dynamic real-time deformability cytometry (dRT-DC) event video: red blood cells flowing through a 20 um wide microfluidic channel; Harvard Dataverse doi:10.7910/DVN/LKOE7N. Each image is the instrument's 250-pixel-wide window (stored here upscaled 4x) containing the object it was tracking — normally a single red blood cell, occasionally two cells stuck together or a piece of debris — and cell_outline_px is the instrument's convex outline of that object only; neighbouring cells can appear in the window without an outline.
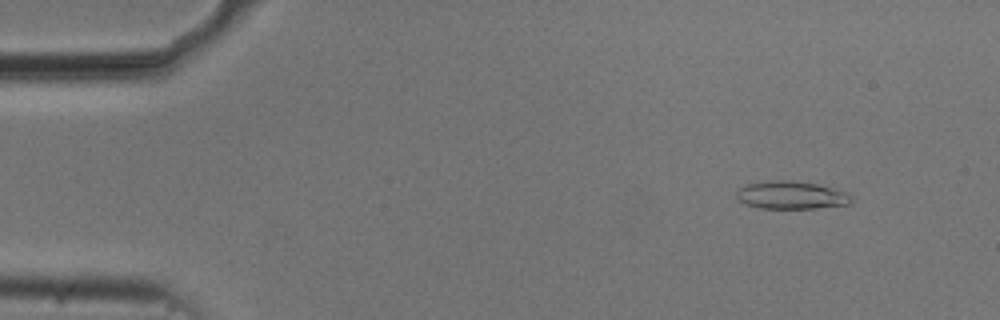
{"species": "common noctule bat (a hibernating species)", "species_latin": "Nyctalus noctula", "temperature_condition": "cold", "stored_images_in_passage": 54, "camera_frame_rate_fps": 3000, "um_per_image_px": 0.085, "animal": {"sex": "male", "body_mass_g": 20.5, "forearm_length_mm": 52.5}, "frame": {"image": 1, "passage_image": 6, "time_ms": 1.667, "image_size_px": [1000, 320], "cell_outline_px": [[852, 200], [848, 204], [816, 208], [760, 208], [744, 204], [736, 200], [736, 192], [740, 188], [748, 184], [768, 180], [788, 180], [816, 184], [848, 192], [852, 196]], "centroid_in_image_um": [67.22, 16.59], "position_along_channel_um": 17.8, "area_um2": 18.67}}
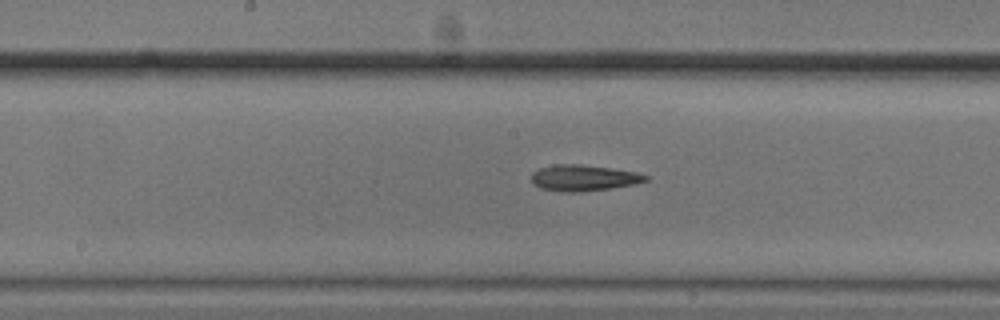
{"frame": {"image": 2, "passage_image": 28, "time_ms": 9.0, "image_size_px": [1000, 320], "cell_outline_px": [[648, 180], [636, 184], [580, 192], [560, 192], [540, 188], [532, 184], [532, 172], [540, 168], [556, 164], [580, 164], [612, 168], [636, 172], [648, 176]], "centroid_in_image_um": [49.58, 15.12], "position_along_channel_um": 198.6, "area_um2": 17.4}}
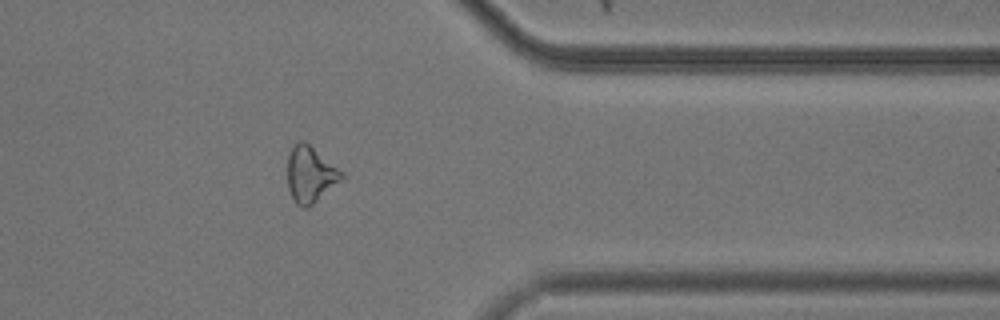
{"frame": {"image": 3, "passage_image": 44, "time_ms": 14.333, "image_size_px": [1000, 320], "cell_outline_px": [[344, 176], [340, 180], [308, 208], [304, 208], [296, 204], [288, 188], [288, 152], [300, 140], [304, 140], [344, 172]], "centroid_in_image_um": [26.36, 14.81], "position_along_channel_um": 385.0, "area_um2": 17.46}}